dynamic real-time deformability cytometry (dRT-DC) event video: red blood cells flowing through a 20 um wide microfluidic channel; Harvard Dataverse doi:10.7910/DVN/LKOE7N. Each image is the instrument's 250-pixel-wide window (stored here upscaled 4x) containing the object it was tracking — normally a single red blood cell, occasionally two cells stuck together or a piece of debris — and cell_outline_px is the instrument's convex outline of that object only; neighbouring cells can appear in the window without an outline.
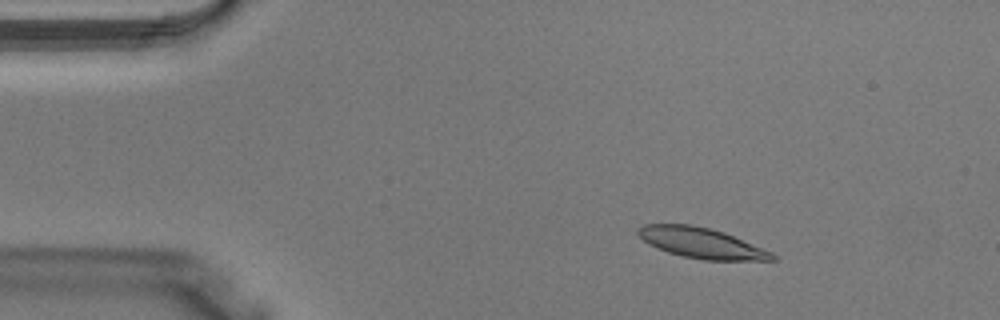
{"species": "Egyptian fruit bat (a non-hibernating species)", "species_latin": "Rousettus aegyptiacus", "temperature_condition": "warm", "stored_images_in_passage": 38, "camera_frame_rate_fps": 3000, "um_per_image_px": 0.085, "animal": {"sex": "male"}, "frame": {"image": 1, "passage_image": 5, "time_ms": 1.333, "image_size_px": [1000, 320], "cell_outline_px": [[776, 260], [704, 260], [680, 256], [656, 248], [648, 244], [636, 232], [636, 228], [644, 224], [692, 224], [724, 232], [772, 252], [776, 256]], "centroid_in_image_um": [59.58, 20.65], "position_along_channel_um": 25.4, "area_um2": 23.81}}
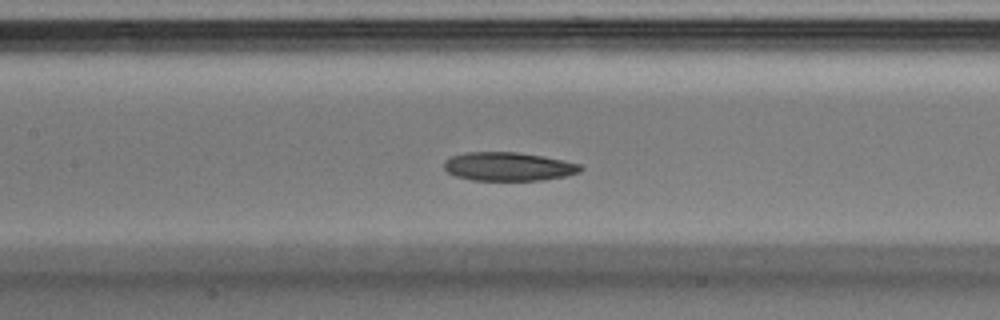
{"frame": {"image": 2, "passage_image": 17, "time_ms": 5.333, "image_size_px": [1000, 320], "cell_outline_px": [[584, 168], [580, 172], [564, 176], [544, 180], [472, 180], [456, 176], [448, 172], [444, 168], [444, 160], [452, 156], [464, 152], [516, 152], [544, 156], [564, 160], [580, 164]], "centroid_in_image_um": [43.22, 14.15], "position_along_channel_um": 164.2, "area_um2": 22.83}}
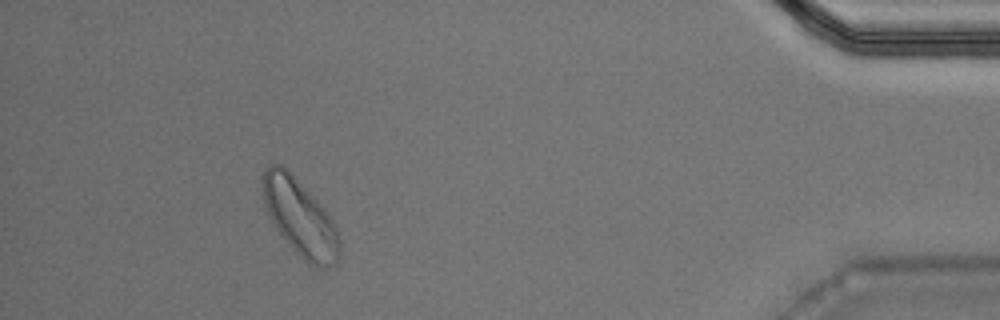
{"frame": {"image": 3, "passage_image": 35, "time_ms": 11.333, "image_size_px": [1000, 320], "cell_outline_px": [[340, 256], [336, 264], [328, 268], [316, 268], [308, 264], [288, 244], [276, 228], [264, 204], [260, 176], [272, 164], [280, 164], [328, 212], [336, 228], [340, 240]], "centroid_in_image_um": [25.52, 18.57], "position_along_channel_um": 409.7, "area_um2": 33.99}}